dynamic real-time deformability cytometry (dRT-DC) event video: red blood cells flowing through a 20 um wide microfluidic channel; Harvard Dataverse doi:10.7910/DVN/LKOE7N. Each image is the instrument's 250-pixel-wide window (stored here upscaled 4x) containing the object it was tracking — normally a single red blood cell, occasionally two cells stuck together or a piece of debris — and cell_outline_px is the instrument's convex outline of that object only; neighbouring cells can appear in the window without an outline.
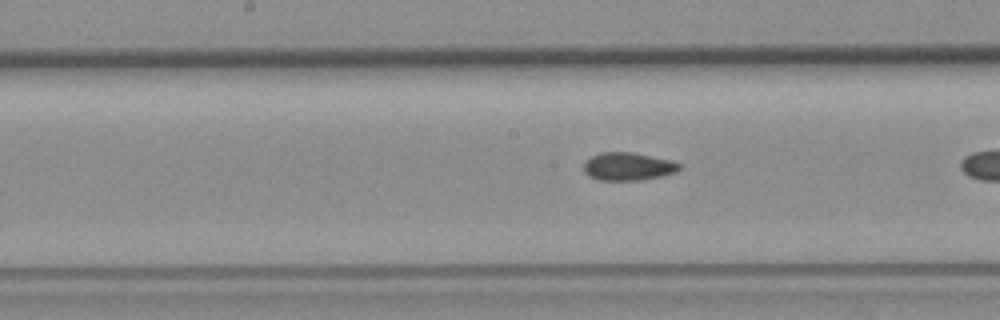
{"species": "common noctule bat (a hibernating species)", "species_latin": "Nyctalus noctula", "temperature_condition": "room temperature", "stored_images_in_passage": 11, "camera_frame_rate_fps": 3000, "um_per_image_px": 0.085, "animal": {"sex": "female", "body_mass_g": 19.3, "forearm_length_mm": 54.1}, "frame": {"image": 1, "passage_image": 10, "time_ms": 3.0, "image_size_px": [1000, 320], "cell_outline_px": [[680, 168], [676, 172], [664, 176], [640, 180], [596, 180], [588, 176], [584, 172], [584, 160], [600, 152], [632, 152], [672, 160], [680, 164]], "centroid_in_image_um": [53.37, 14.15], "position_along_channel_um": 194.8, "area_um2": 15.78}}